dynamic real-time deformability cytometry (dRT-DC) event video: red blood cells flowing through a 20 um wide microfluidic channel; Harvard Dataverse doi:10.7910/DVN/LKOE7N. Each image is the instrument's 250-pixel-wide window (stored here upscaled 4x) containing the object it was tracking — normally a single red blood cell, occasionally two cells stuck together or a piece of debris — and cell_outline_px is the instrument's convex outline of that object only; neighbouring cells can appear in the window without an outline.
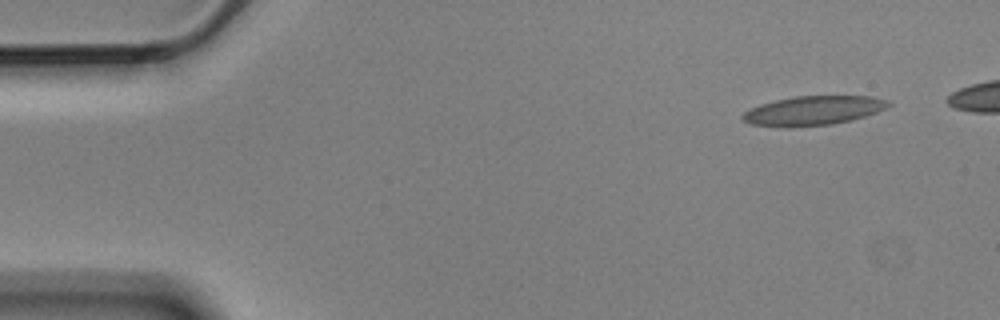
{"species": "Egyptian fruit bat (a non-hibernating species)", "species_latin": "Rousettus aegyptiacus", "temperature_condition": "cold", "stored_images_in_passage": 5, "camera_frame_rate_fps": 3000, "um_per_image_px": 0.085, "animal": {"sex": "male"}, "frame": {"image": 1, "passage_image": 1, "time_ms": 0.0, "image_size_px": [1000, 320], "cell_outline_px": [[892, 104], [888, 108], [852, 120], [832, 124], [792, 128], [788, 128], [752, 124], [744, 120], [740, 116], [744, 112], [760, 104], [792, 96], [872, 96], [888, 100]], "centroid_in_image_um": [69.14, 9.4], "position_along_channel_um": 15.9, "area_um2": 25.03}}